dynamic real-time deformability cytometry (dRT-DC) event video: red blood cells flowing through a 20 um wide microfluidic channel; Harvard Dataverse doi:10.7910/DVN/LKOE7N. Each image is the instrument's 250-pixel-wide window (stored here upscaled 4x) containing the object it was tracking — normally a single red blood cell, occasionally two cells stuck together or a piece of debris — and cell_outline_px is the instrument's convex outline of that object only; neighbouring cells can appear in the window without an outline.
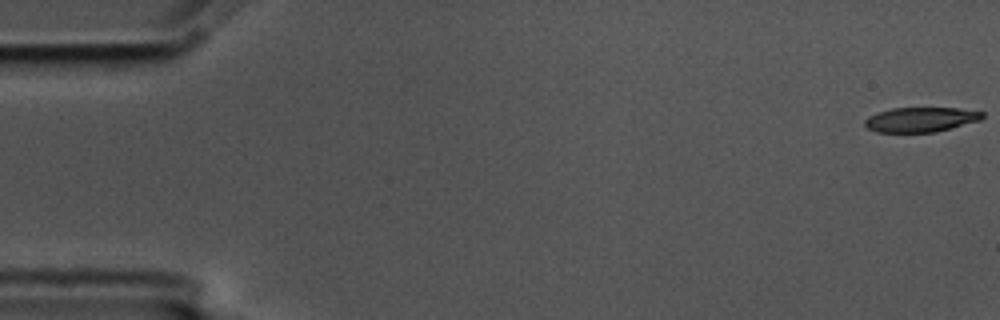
{"species": "common noctule bat (a hibernating species)", "species_latin": "Nyctalus noctula", "temperature_condition": "cold", "stored_images_in_passage": 13, "camera_frame_rate_fps": 3000, "um_per_image_px": 0.085, "animal": {"sex": "male", "body_mass_g": 17.5, "forearm_length_mm": 52.3}, "frame": {"image": 1, "passage_image": 1, "time_ms": 0.0, "image_size_px": [1000, 320], "cell_outline_px": [[984, 116], [980, 120], [936, 132], [876, 132], [868, 128], [864, 124], [864, 120], [868, 116], [892, 108], [956, 108], [984, 112]], "centroid_in_image_um": [78.25, 10.16], "position_along_channel_um": 6.7, "area_um2": 16.82}}